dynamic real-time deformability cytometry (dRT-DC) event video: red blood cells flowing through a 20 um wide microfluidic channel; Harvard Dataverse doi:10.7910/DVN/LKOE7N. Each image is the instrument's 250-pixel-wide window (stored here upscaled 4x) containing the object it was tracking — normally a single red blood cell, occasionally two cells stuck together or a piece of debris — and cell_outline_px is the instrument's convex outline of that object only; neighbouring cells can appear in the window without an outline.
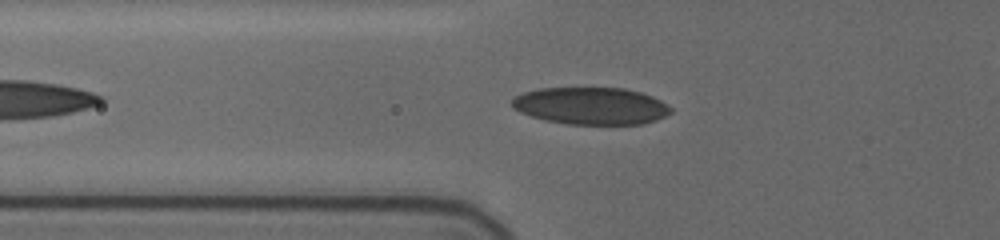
{"species": "human", "species_latin": "Homo sapiens", "temperature_condition": "cold", "stored_images_in_passage": 11, "camera_frame_rate_fps": 3000, "um_per_image_px": 0.085, "donor": {"sex": "female"}, "frame": {"image": 1, "passage_image": 4, "time_ms": 3.0, "image_size_px": [1000, 240], "cell_outline_px": [[672, 112], [656, 120], [644, 124], [568, 124], [544, 120], [520, 112], [512, 108], [512, 100], [516, 96], [524, 92], [540, 88], [624, 88], [640, 92], [652, 96], [660, 100], [672, 108]], "centroid_in_image_um": [50.24, 9.0], "position_along_channel_um": 75.6, "area_um2": 34.39}}
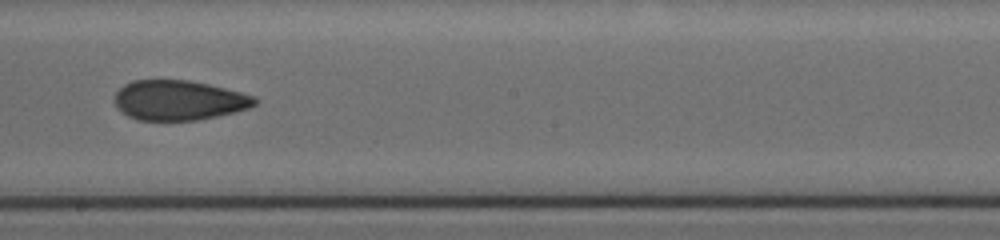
{"frame": {"image": 2, "passage_image": 8, "time_ms": 7.333, "image_size_px": [1000, 240], "cell_outline_px": [[260, 100], [256, 104], [248, 108], [236, 112], [196, 120], [136, 120], [128, 116], [116, 104], [116, 92], [124, 84], [132, 80], [188, 80], [208, 84], [256, 96]], "centroid_in_image_um": [15.24, 8.52], "position_along_channel_um": 233.0, "area_um2": 32.43}}
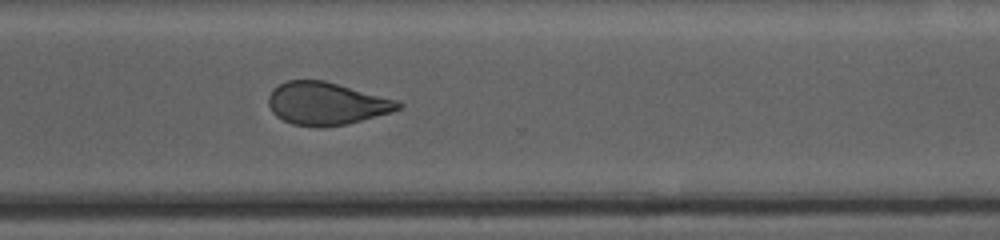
{"frame": {"image": 3, "passage_image": 11, "time_ms": 10.333, "image_size_px": [1000, 240], "cell_outline_px": [[404, 104], [400, 108], [388, 112], [348, 124], [292, 124], [276, 116], [272, 112], [268, 104], [268, 96], [272, 88], [288, 80], [324, 80], [396, 100]], "centroid_in_image_um": [27.7, 8.76], "position_along_channel_um": 342.9, "area_um2": 31.27}}